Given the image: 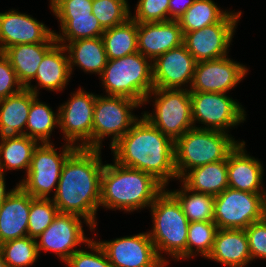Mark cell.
I'll use <instances>...</instances> for the list:
<instances>
[{
	"label": "cell",
	"instance_id": "f546056e",
	"mask_svg": "<svg viewBox=\"0 0 266 267\" xmlns=\"http://www.w3.org/2000/svg\"><path fill=\"white\" fill-rule=\"evenodd\" d=\"M168 191L178 200L189 222L214 221L215 196L190 190L183 183L181 188Z\"/></svg>",
	"mask_w": 266,
	"mask_h": 267
},
{
	"label": "cell",
	"instance_id": "7c38bea8",
	"mask_svg": "<svg viewBox=\"0 0 266 267\" xmlns=\"http://www.w3.org/2000/svg\"><path fill=\"white\" fill-rule=\"evenodd\" d=\"M96 94L79 88L59 106V129L63 140L76 148L92 149L93 116ZM79 142V144H78Z\"/></svg>",
	"mask_w": 266,
	"mask_h": 267
},
{
	"label": "cell",
	"instance_id": "ac0fdd59",
	"mask_svg": "<svg viewBox=\"0 0 266 267\" xmlns=\"http://www.w3.org/2000/svg\"><path fill=\"white\" fill-rule=\"evenodd\" d=\"M196 63L184 44L163 53L152 62L154 88L189 90Z\"/></svg>",
	"mask_w": 266,
	"mask_h": 267
},
{
	"label": "cell",
	"instance_id": "5bb4252c",
	"mask_svg": "<svg viewBox=\"0 0 266 267\" xmlns=\"http://www.w3.org/2000/svg\"><path fill=\"white\" fill-rule=\"evenodd\" d=\"M82 223L87 224L91 232L94 230L84 218L59 212L51 225L36 238L39 255L43 250L44 253L52 251L65 263L73 253L79 250L77 246L87 244L91 240L86 237Z\"/></svg>",
	"mask_w": 266,
	"mask_h": 267
},
{
	"label": "cell",
	"instance_id": "8992f818",
	"mask_svg": "<svg viewBox=\"0 0 266 267\" xmlns=\"http://www.w3.org/2000/svg\"><path fill=\"white\" fill-rule=\"evenodd\" d=\"M100 78L108 96L130 98L142 106L154 89L152 61L139 52L108 60Z\"/></svg>",
	"mask_w": 266,
	"mask_h": 267
},
{
	"label": "cell",
	"instance_id": "9a60e30c",
	"mask_svg": "<svg viewBox=\"0 0 266 267\" xmlns=\"http://www.w3.org/2000/svg\"><path fill=\"white\" fill-rule=\"evenodd\" d=\"M97 242L114 267H166L148 232Z\"/></svg>",
	"mask_w": 266,
	"mask_h": 267
},
{
	"label": "cell",
	"instance_id": "ee69618b",
	"mask_svg": "<svg viewBox=\"0 0 266 267\" xmlns=\"http://www.w3.org/2000/svg\"><path fill=\"white\" fill-rule=\"evenodd\" d=\"M5 174L0 172V207L2 205V203L8 198V196L13 192V190L19 185L16 184V186L9 190L6 191V181H5Z\"/></svg>",
	"mask_w": 266,
	"mask_h": 267
},
{
	"label": "cell",
	"instance_id": "4316f807",
	"mask_svg": "<svg viewBox=\"0 0 266 267\" xmlns=\"http://www.w3.org/2000/svg\"><path fill=\"white\" fill-rule=\"evenodd\" d=\"M179 182L190 190L217 196L228 188L227 159L191 169Z\"/></svg>",
	"mask_w": 266,
	"mask_h": 267
},
{
	"label": "cell",
	"instance_id": "2e32d148",
	"mask_svg": "<svg viewBox=\"0 0 266 267\" xmlns=\"http://www.w3.org/2000/svg\"><path fill=\"white\" fill-rule=\"evenodd\" d=\"M248 74V68L228 56L197 62L190 92L225 93L231 91Z\"/></svg>",
	"mask_w": 266,
	"mask_h": 267
},
{
	"label": "cell",
	"instance_id": "52a82bcc",
	"mask_svg": "<svg viewBox=\"0 0 266 267\" xmlns=\"http://www.w3.org/2000/svg\"><path fill=\"white\" fill-rule=\"evenodd\" d=\"M151 97L154 98L152 101L155 107L153 113L144 111L141 116L164 135L175 141L186 131L194 128L190 90L154 88L147 95L144 105L152 99Z\"/></svg>",
	"mask_w": 266,
	"mask_h": 267
},
{
	"label": "cell",
	"instance_id": "1f68e13d",
	"mask_svg": "<svg viewBox=\"0 0 266 267\" xmlns=\"http://www.w3.org/2000/svg\"><path fill=\"white\" fill-rule=\"evenodd\" d=\"M60 22V32L55 34L56 42L65 45L67 42L80 39L102 37L105 29L101 26L98 19L91 13L89 16L82 17H56Z\"/></svg>",
	"mask_w": 266,
	"mask_h": 267
},
{
	"label": "cell",
	"instance_id": "d4e9b609",
	"mask_svg": "<svg viewBox=\"0 0 266 267\" xmlns=\"http://www.w3.org/2000/svg\"><path fill=\"white\" fill-rule=\"evenodd\" d=\"M68 52L71 75L73 67L77 66L84 72L101 76L108 58L102 37L80 39L64 45Z\"/></svg>",
	"mask_w": 266,
	"mask_h": 267
},
{
	"label": "cell",
	"instance_id": "3957f363",
	"mask_svg": "<svg viewBox=\"0 0 266 267\" xmlns=\"http://www.w3.org/2000/svg\"><path fill=\"white\" fill-rule=\"evenodd\" d=\"M164 189L152 175L114 161L102 170L100 207L131 213L150 207Z\"/></svg>",
	"mask_w": 266,
	"mask_h": 267
},
{
	"label": "cell",
	"instance_id": "8d00e7d4",
	"mask_svg": "<svg viewBox=\"0 0 266 267\" xmlns=\"http://www.w3.org/2000/svg\"><path fill=\"white\" fill-rule=\"evenodd\" d=\"M59 213L51 198H33L28 221V236L36 239L53 222Z\"/></svg>",
	"mask_w": 266,
	"mask_h": 267
},
{
	"label": "cell",
	"instance_id": "8fae6325",
	"mask_svg": "<svg viewBox=\"0 0 266 267\" xmlns=\"http://www.w3.org/2000/svg\"><path fill=\"white\" fill-rule=\"evenodd\" d=\"M194 128L229 132L244 123L246 112L241 103L225 93L190 92ZM196 122L204 124L195 126Z\"/></svg>",
	"mask_w": 266,
	"mask_h": 267
},
{
	"label": "cell",
	"instance_id": "60d3db41",
	"mask_svg": "<svg viewBox=\"0 0 266 267\" xmlns=\"http://www.w3.org/2000/svg\"><path fill=\"white\" fill-rule=\"evenodd\" d=\"M55 17H82L92 13V0H50Z\"/></svg>",
	"mask_w": 266,
	"mask_h": 267
},
{
	"label": "cell",
	"instance_id": "d6986e66",
	"mask_svg": "<svg viewBox=\"0 0 266 267\" xmlns=\"http://www.w3.org/2000/svg\"><path fill=\"white\" fill-rule=\"evenodd\" d=\"M263 163L249 156L245 141H240L227 157L228 187L256 194H266L263 188Z\"/></svg>",
	"mask_w": 266,
	"mask_h": 267
},
{
	"label": "cell",
	"instance_id": "d590c367",
	"mask_svg": "<svg viewBox=\"0 0 266 267\" xmlns=\"http://www.w3.org/2000/svg\"><path fill=\"white\" fill-rule=\"evenodd\" d=\"M92 13L108 29L124 23L131 11L128 0H92Z\"/></svg>",
	"mask_w": 266,
	"mask_h": 267
},
{
	"label": "cell",
	"instance_id": "83f0119b",
	"mask_svg": "<svg viewBox=\"0 0 266 267\" xmlns=\"http://www.w3.org/2000/svg\"><path fill=\"white\" fill-rule=\"evenodd\" d=\"M138 23L131 17L124 23L105 29L102 39L108 60L138 52Z\"/></svg>",
	"mask_w": 266,
	"mask_h": 267
},
{
	"label": "cell",
	"instance_id": "f1b7e54d",
	"mask_svg": "<svg viewBox=\"0 0 266 267\" xmlns=\"http://www.w3.org/2000/svg\"><path fill=\"white\" fill-rule=\"evenodd\" d=\"M39 142L26 135L0 142V172L5 170H24L27 175L32 154Z\"/></svg>",
	"mask_w": 266,
	"mask_h": 267
},
{
	"label": "cell",
	"instance_id": "e0dca14e",
	"mask_svg": "<svg viewBox=\"0 0 266 267\" xmlns=\"http://www.w3.org/2000/svg\"><path fill=\"white\" fill-rule=\"evenodd\" d=\"M54 30L31 15L11 9L0 13V51L19 44L57 43Z\"/></svg>",
	"mask_w": 266,
	"mask_h": 267
},
{
	"label": "cell",
	"instance_id": "5b68a950",
	"mask_svg": "<svg viewBox=\"0 0 266 267\" xmlns=\"http://www.w3.org/2000/svg\"><path fill=\"white\" fill-rule=\"evenodd\" d=\"M239 141L218 131L193 128L174 141L175 170L178 180L189 170L226 160Z\"/></svg>",
	"mask_w": 266,
	"mask_h": 267
},
{
	"label": "cell",
	"instance_id": "7402d4cb",
	"mask_svg": "<svg viewBox=\"0 0 266 267\" xmlns=\"http://www.w3.org/2000/svg\"><path fill=\"white\" fill-rule=\"evenodd\" d=\"M65 47L56 44L44 57L38 66L36 76L37 84L33 86L27 85L29 91L35 95L39 94L40 88L49 91H63L67 86L69 79H71V71L68 60V55Z\"/></svg>",
	"mask_w": 266,
	"mask_h": 267
},
{
	"label": "cell",
	"instance_id": "ba28073f",
	"mask_svg": "<svg viewBox=\"0 0 266 267\" xmlns=\"http://www.w3.org/2000/svg\"><path fill=\"white\" fill-rule=\"evenodd\" d=\"M62 152H57L53 142L39 143L34 149L27 175L18 183L19 186L33 198L49 199L54 195L67 157L76 149L65 143Z\"/></svg>",
	"mask_w": 266,
	"mask_h": 267
},
{
	"label": "cell",
	"instance_id": "7a4b0ae2",
	"mask_svg": "<svg viewBox=\"0 0 266 267\" xmlns=\"http://www.w3.org/2000/svg\"><path fill=\"white\" fill-rule=\"evenodd\" d=\"M110 149L113 161L152 175L165 188L171 179L178 180L174 140L143 116Z\"/></svg>",
	"mask_w": 266,
	"mask_h": 267
},
{
	"label": "cell",
	"instance_id": "277c9868",
	"mask_svg": "<svg viewBox=\"0 0 266 267\" xmlns=\"http://www.w3.org/2000/svg\"><path fill=\"white\" fill-rule=\"evenodd\" d=\"M152 214V230L148 232L158 256L162 252L174 260L186 259L189 220L184 215L178 200L165 188L149 207Z\"/></svg>",
	"mask_w": 266,
	"mask_h": 267
},
{
	"label": "cell",
	"instance_id": "f6af8a7d",
	"mask_svg": "<svg viewBox=\"0 0 266 267\" xmlns=\"http://www.w3.org/2000/svg\"><path fill=\"white\" fill-rule=\"evenodd\" d=\"M0 267H9L7 263L4 261L3 256L0 252Z\"/></svg>",
	"mask_w": 266,
	"mask_h": 267
},
{
	"label": "cell",
	"instance_id": "7bdbcfd3",
	"mask_svg": "<svg viewBox=\"0 0 266 267\" xmlns=\"http://www.w3.org/2000/svg\"><path fill=\"white\" fill-rule=\"evenodd\" d=\"M195 0H170L168 15L169 20H178Z\"/></svg>",
	"mask_w": 266,
	"mask_h": 267
},
{
	"label": "cell",
	"instance_id": "e575fe53",
	"mask_svg": "<svg viewBox=\"0 0 266 267\" xmlns=\"http://www.w3.org/2000/svg\"><path fill=\"white\" fill-rule=\"evenodd\" d=\"M0 252L9 267H29L36 263L39 253L36 239L29 236L0 244Z\"/></svg>",
	"mask_w": 266,
	"mask_h": 267
},
{
	"label": "cell",
	"instance_id": "44dd1931",
	"mask_svg": "<svg viewBox=\"0 0 266 267\" xmlns=\"http://www.w3.org/2000/svg\"><path fill=\"white\" fill-rule=\"evenodd\" d=\"M33 197L19 185L0 207V244L28 236V221Z\"/></svg>",
	"mask_w": 266,
	"mask_h": 267
},
{
	"label": "cell",
	"instance_id": "cb8c5ba5",
	"mask_svg": "<svg viewBox=\"0 0 266 267\" xmlns=\"http://www.w3.org/2000/svg\"><path fill=\"white\" fill-rule=\"evenodd\" d=\"M36 96L32 91L23 88L20 92L0 100V142L26 135L31 101Z\"/></svg>",
	"mask_w": 266,
	"mask_h": 267
},
{
	"label": "cell",
	"instance_id": "74e56055",
	"mask_svg": "<svg viewBox=\"0 0 266 267\" xmlns=\"http://www.w3.org/2000/svg\"><path fill=\"white\" fill-rule=\"evenodd\" d=\"M85 246L91 249V252L79 249L70 256L65 265L68 267H114L109 262L102 246L93 238Z\"/></svg>",
	"mask_w": 266,
	"mask_h": 267
},
{
	"label": "cell",
	"instance_id": "6da1fadb",
	"mask_svg": "<svg viewBox=\"0 0 266 267\" xmlns=\"http://www.w3.org/2000/svg\"><path fill=\"white\" fill-rule=\"evenodd\" d=\"M101 149L76 148L65 160L52 200L60 213L74 214L97 226L101 177Z\"/></svg>",
	"mask_w": 266,
	"mask_h": 267
},
{
	"label": "cell",
	"instance_id": "4dcf8cb0",
	"mask_svg": "<svg viewBox=\"0 0 266 267\" xmlns=\"http://www.w3.org/2000/svg\"><path fill=\"white\" fill-rule=\"evenodd\" d=\"M55 126L59 127V112L54 113L48 104L39 101L37 95L31 101L26 136L36 139L39 143H50Z\"/></svg>",
	"mask_w": 266,
	"mask_h": 267
},
{
	"label": "cell",
	"instance_id": "603a6c76",
	"mask_svg": "<svg viewBox=\"0 0 266 267\" xmlns=\"http://www.w3.org/2000/svg\"><path fill=\"white\" fill-rule=\"evenodd\" d=\"M226 267H245L252 261L244 229H217L214 245L207 257Z\"/></svg>",
	"mask_w": 266,
	"mask_h": 267
},
{
	"label": "cell",
	"instance_id": "4fadbf2b",
	"mask_svg": "<svg viewBox=\"0 0 266 267\" xmlns=\"http://www.w3.org/2000/svg\"><path fill=\"white\" fill-rule=\"evenodd\" d=\"M241 11H230L220 22L192 32H185L183 44L196 62L228 56Z\"/></svg>",
	"mask_w": 266,
	"mask_h": 267
},
{
	"label": "cell",
	"instance_id": "ab89813d",
	"mask_svg": "<svg viewBox=\"0 0 266 267\" xmlns=\"http://www.w3.org/2000/svg\"><path fill=\"white\" fill-rule=\"evenodd\" d=\"M244 230L248 238L252 261L257 258L266 260V216L253 222Z\"/></svg>",
	"mask_w": 266,
	"mask_h": 267
},
{
	"label": "cell",
	"instance_id": "ffe728a7",
	"mask_svg": "<svg viewBox=\"0 0 266 267\" xmlns=\"http://www.w3.org/2000/svg\"><path fill=\"white\" fill-rule=\"evenodd\" d=\"M184 34L177 20L138 23V52L152 62L163 53L183 44Z\"/></svg>",
	"mask_w": 266,
	"mask_h": 267
},
{
	"label": "cell",
	"instance_id": "9c48e42d",
	"mask_svg": "<svg viewBox=\"0 0 266 267\" xmlns=\"http://www.w3.org/2000/svg\"><path fill=\"white\" fill-rule=\"evenodd\" d=\"M141 106L139 102L130 98L97 95L93 116L92 149H102V141L106 136L111 137L109 147L112 148L139 119L132 111Z\"/></svg>",
	"mask_w": 266,
	"mask_h": 267
},
{
	"label": "cell",
	"instance_id": "d6a6232c",
	"mask_svg": "<svg viewBox=\"0 0 266 267\" xmlns=\"http://www.w3.org/2000/svg\"><path fill=\"white\" fill-rule=\"evenodd\" d=\"M230 11L222 10L212 0H195L177 20L183 34L220 22Z\"/></svg>",
	"mask_w": 266,
	"mask_h": 267
},
{
	"label": "cell",
	"instance_id": "30bf717a",
	"mask_svg": "<svg viewBox=\"0 0 266 267\" xmlns=\"http://www.w3.org/2000/svg\"><path fill=\"white\" fill-rule=\"evenodd\" d=\"M266 216V194L226 188L214 198L218 229H245Z\"/></svg>",
	"mask_w": 266,
	"mask_h": 267
},
{
	"label": "cell",
	"instance_id": "b9f144b4",
	"mask_svg": "<svg viewBox=\"0 0 266 267\" xmlns=\"http://www.w3.org/2000/svg\"><path fill=\"white\" fill-rule=\"evenodd\" d=\"M23 88L9 59L0 53V100L20 92Z\"/></svg>",
	"mask_w": 266,
	"mask_h": 267
},
{
	"label": "cell",
	"instance_id": "484cf974",
	"mask_svg": "<svg viewBox=\"0 0 266 267\" xmlns=\"http://www.w3.org/2000/svg\"><path fill=\"white\" fill-rule=\"evenodd\" d=\"M57 43L19 44L7 48L3 54L9 59L19 82L25 88L31 85L43 57Z\"/></svg>",
	"mask_w": 266,
	"mask_h": 267
},
{
	"label": "cell",
	"instance_id": "836d02e7",
	"mask_svg": "<svg viewBox=\"0 0 266 267\" xmlns=\"http://www.w3.org/2000/svg\"><path fill=\"white\" fill-rule=\"evenodd\" d=\"M217 229L214 221L189 222L186 259L198 254L207 259L213 249Z\"/></svg>",
	"mask_w": 266,
	"mask_h": 267
},
{
	"label": "cell",
	"instance_id": "f35d334b",
	"mask_svg": "<svg viewBox=\"0 0 266 267\" xmlns=\"http://www.w3.org/2000/svg\"><path fill=\"white\" fill-rule=\"evenodd\" d=\"M170 0H139L135 15L130 17L137 23L164 22L169 20L168 9Z\"/></svg>",
	"mask_w": 266,
	"mask_h": 267
}]
</instances>
